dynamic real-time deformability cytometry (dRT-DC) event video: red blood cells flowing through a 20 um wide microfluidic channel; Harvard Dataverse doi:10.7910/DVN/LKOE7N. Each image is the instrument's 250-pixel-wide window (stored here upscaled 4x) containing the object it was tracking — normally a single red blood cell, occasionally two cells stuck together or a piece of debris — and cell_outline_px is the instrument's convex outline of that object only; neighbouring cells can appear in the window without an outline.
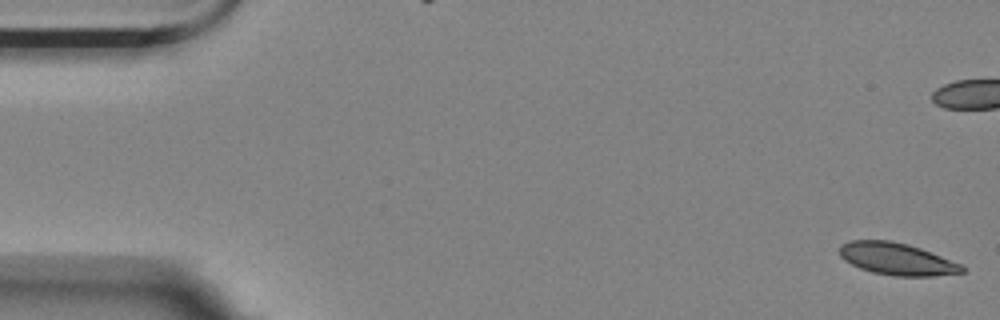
{"species": "Egyptian fruit bat (a non-hibernating species)", "species_latin": "Rousettus aegyptiacus", "temperature_condition": "room temperature", "stored_images_in_passage": 4, "camera_frame_rate_fps": 3000, "um_per_image_px": 0.085, "animal": {"sex": "female"}, "frame": {"image": 1, "passage_image": 1, "time_ms": 0.0, "image_size_px": [1000, 320], "cell_outline_px": [[964, 272], [932, 276], [896, 276], [872, 272], [860, 268], [844, 260], [840, 256], [840, 244], [852, 240], [892, 240], [908, 244], [920, 248], [960, 264], [964, 268]], "centroid_in_image_um": [76.19, 22.0], "position_along_channel_um": 8.8, "area_um2": 22.72}}